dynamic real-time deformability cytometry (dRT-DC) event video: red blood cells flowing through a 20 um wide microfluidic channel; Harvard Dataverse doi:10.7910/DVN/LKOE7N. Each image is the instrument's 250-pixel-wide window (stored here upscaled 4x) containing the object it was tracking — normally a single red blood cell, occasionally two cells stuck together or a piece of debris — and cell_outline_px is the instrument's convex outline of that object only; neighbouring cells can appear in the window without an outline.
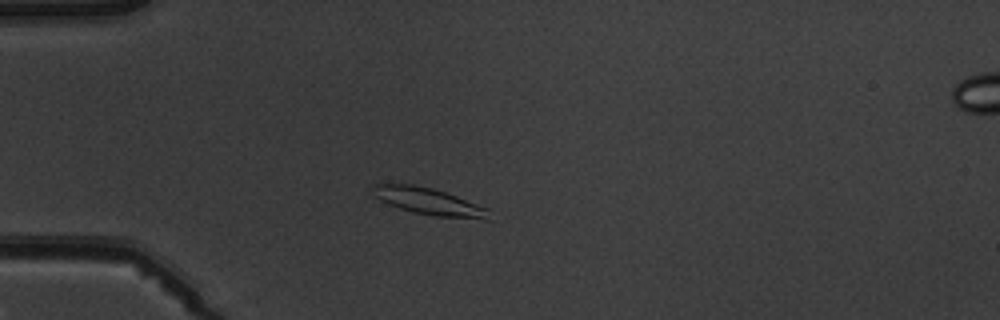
{"species": "common noctule bat (a hibernating species)", "species_latin": "Nyctalus noctula", "temperature_condition": "warm", "stored_images_in_passage": 5, "camera_frame_rate_fps": 3000, "um_per_image_px": 0.085, "animal": {"sex": "male", "body_mass_g": 19.5, "forearm_length_mm": 54.6}, "frame": {"image": 1, "passage_image": 3, "time_ms": 2.333, "image_size_px": [1000, 320], "cell_outline_px": [[492, 220], [484, 220], [432, 216], [412, 212], [388, 204], [372, 196], [372, 184], [412, 184], [432, 188], [456, 196], [488, 208]], "centroid_in_image_um": [36.47, 17.14], "position_along_channel_um": 48.5, "area_um2": 18.5}}